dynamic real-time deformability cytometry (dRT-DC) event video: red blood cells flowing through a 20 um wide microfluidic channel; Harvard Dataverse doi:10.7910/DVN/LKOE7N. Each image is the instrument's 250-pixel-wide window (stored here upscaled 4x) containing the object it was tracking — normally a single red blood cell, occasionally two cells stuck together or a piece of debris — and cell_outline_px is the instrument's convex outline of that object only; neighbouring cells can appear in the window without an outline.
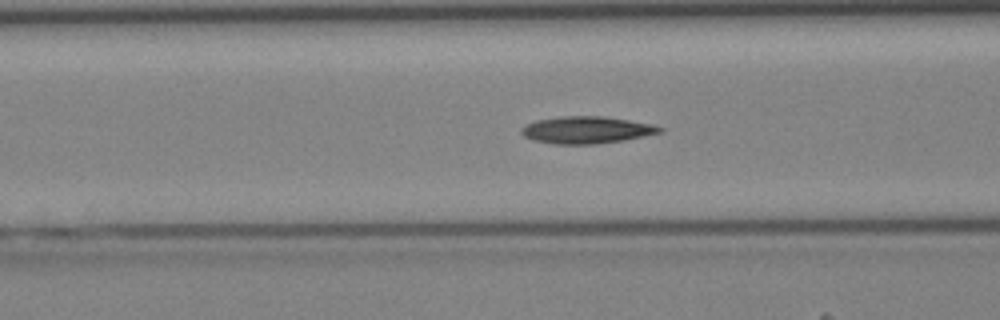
{"species": "Egyptian fruit bat (a non-hibernating species)", "species_latin": "Rousettus aegyptiacus", "temperature_condition": "cold", "stored_images_in_passage": 32, "camera_frame_rate_fps": 3000, "um_per_image_px": 0.085, "animal": {"sex": "female"}, "frame": {"image": 1, "passage_image": 10, "time_ms": 3.0, "image_size_px": [1000, 320], "cell_outline_px": [[664, 132], [624, 140], [596, 144], [556, 144], [532, 140], [524, 136], [520, 132], [520, 128], [536, 120], [564, 116], [604, 116], [652, 124], [664, 128]], "centroid_in_image_um": [49.87, 11.05], "position_along_channel_um": 116.7, "area_um2": 21.85}}